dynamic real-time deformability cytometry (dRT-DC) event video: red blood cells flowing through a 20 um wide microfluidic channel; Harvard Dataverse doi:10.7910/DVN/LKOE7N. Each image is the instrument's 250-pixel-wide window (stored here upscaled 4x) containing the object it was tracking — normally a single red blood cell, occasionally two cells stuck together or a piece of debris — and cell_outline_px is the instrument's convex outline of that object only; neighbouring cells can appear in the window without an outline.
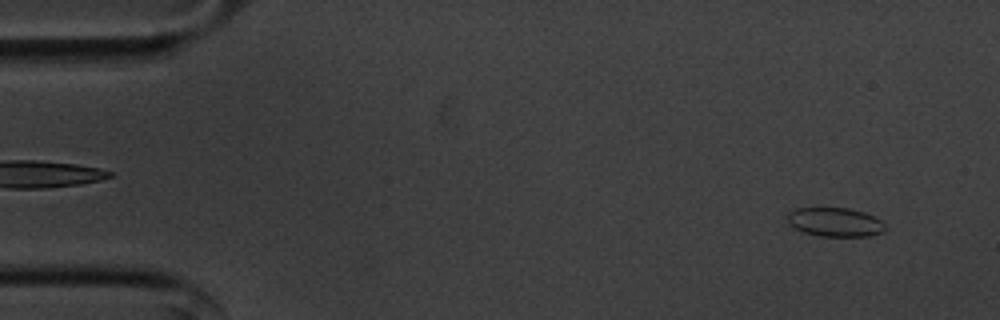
{"species": "common noctule bat (a hibernating species)", "species_latin": "Nyctalus noctula", "temperature_condition": "cold", "stored_images_in_passage": 11, "camera_frame_rate_fps": 3000, "um_per_image_px": 0.085, "animal": {"sex": "male", "body_mass_g": 20.1, "forearm_length_mm": 53.5}, "frame": {"image": 1, "passage_image": 4, "time_ms": 1.0, "image_size_px": [1000, 320], "cell_outline_px": [[884, 232], [868, 236], [820, 236], [804, 232], [788, 224], [788, 212], [796, 208], [848, 208], [864, 212], [880, 220], [884, 224]], "centroid_in_image_um": [70.96, 18.88], "position_along_channel_um": 14.0, "area_um2": 16.36}}